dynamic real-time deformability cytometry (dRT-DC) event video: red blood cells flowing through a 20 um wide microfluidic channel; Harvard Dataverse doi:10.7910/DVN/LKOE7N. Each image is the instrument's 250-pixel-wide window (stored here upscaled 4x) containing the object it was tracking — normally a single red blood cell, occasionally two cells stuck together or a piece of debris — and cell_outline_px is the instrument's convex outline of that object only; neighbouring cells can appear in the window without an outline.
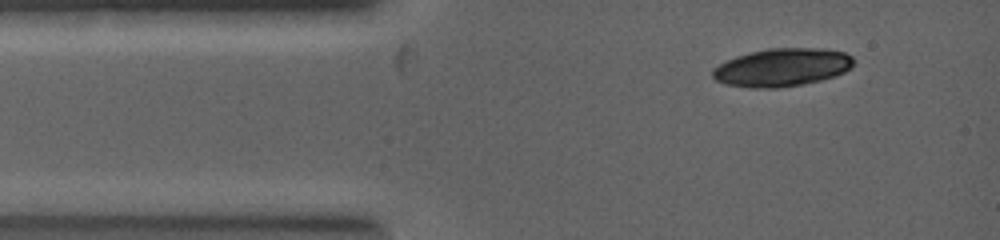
{"species": "common noctule bat (a hibernating species)", "species_latin": "Nyctalus noctula", "temperature_condition": "warm", "stored_images_in_passage": 1, "camera_frame_rate_fps": 5000, "um_per_image_px": 0.085, "animal": {"sex": "female", "body_mass_g": 19.0, "forearm_length_mm": 53.3}, "frame": {"image": 1, "passage_image": 1, "time_ms": 0.0, "image_size_px": [1000, 240], "cell_outline_px": [[852, 68], [844, 72], [820, 80], [800, 84], [776, 88], [752, 88], [728, 84], [716, 80], [712, 76], [712, 68], [736, 56], [768, 48], [808, 48], [844, 52], [852, 56]], "centroid_in_image_um": [66.45, 5.73], "position_along_channel_um": 18.6, "area_um2": 30.75}}